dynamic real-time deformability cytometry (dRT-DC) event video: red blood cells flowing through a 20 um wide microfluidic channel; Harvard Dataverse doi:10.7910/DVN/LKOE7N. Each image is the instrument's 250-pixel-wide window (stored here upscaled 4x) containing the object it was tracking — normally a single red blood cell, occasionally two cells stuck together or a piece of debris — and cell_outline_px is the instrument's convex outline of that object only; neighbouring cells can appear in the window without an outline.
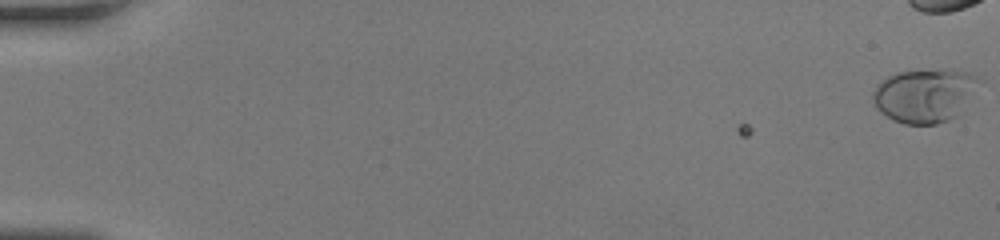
{"species": "human", "species_latin": "Homo sapiens", "temperature_condition": "room temperature", "stored_images_in_passage": 19, "camera_frame_rate_fps": 3000, "um_per_image_px": 0.085, "donor": {"sex": "female"}, "frame": {"image": 1, "passage_image": 1, "time_ms": 0.0, "image_size_px": [1000, 240], "cell_outline_px": [[984, 80], [956, 116], [948, 120], [936, 124], [904, 124], [892, 120], [880, 112], [876, 108], [872, 100], [872, 92], [876, 84], [888, 76], [896, 72], [964, 72], [976, 76]], "centroid_in_image_um": [78.55, 8.15], "position_along_channel_um": 6.4, "area_um2": 32.66}}